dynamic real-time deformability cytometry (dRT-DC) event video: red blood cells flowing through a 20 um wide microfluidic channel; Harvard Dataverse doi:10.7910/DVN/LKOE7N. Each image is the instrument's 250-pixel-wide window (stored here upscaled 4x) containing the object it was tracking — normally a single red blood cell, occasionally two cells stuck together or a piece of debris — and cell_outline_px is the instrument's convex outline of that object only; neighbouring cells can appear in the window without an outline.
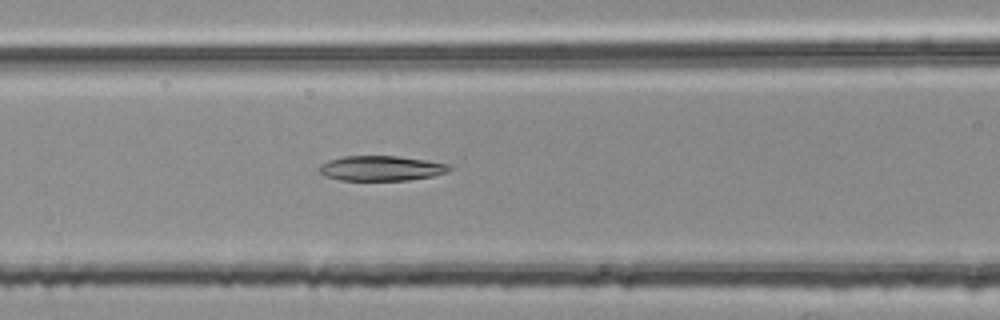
{"species": "common noctule bat (a hibernating species)", "species_latin": "Nyctalus noctula", "temperature_condition": "room temperature", "stored_images_in_passage": 40, "camera_frame_rate_fps": 3000, "um_per_image_px": 0.085, "animal": {"sex": "female", "body_mass_g": 25.1}, "frame": {"image": 1, "passage_image": 12, "time_ms": 3.667, "image_size_px": [1000, 320], "cell_outline_px": [[452, 168], [448, 172], [432, 176], [408, 180], [340, 180], [324, 176], [316, 168], [320, 164], [328, 160], [344, 156], [396, 156], [424, 160], [448, 164]], "centroid_in_image_um": [32.35, 14.3], "position_along_channel_um": 134.3, "area_um2": 18.96}}
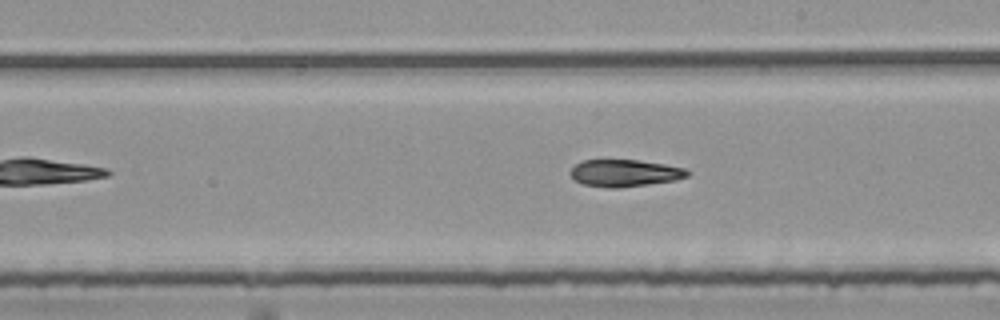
{"frame": {"image": 2, "passage_image": 20, "time_ms": 6.333, "image_size_px": [1000, 320], "cell_outline_px": [[692, 172], [688, 176], [676, 180], [616, 188], [608, 188], [584, 184], [576, 180], [568, 172], [580, 160], [636, 160], [664, 164], [684, 168]], "centroid_in_image_um": [53.1, 14.7], "position_along_channel_um": 235.9, "area_um2": 18.32}}
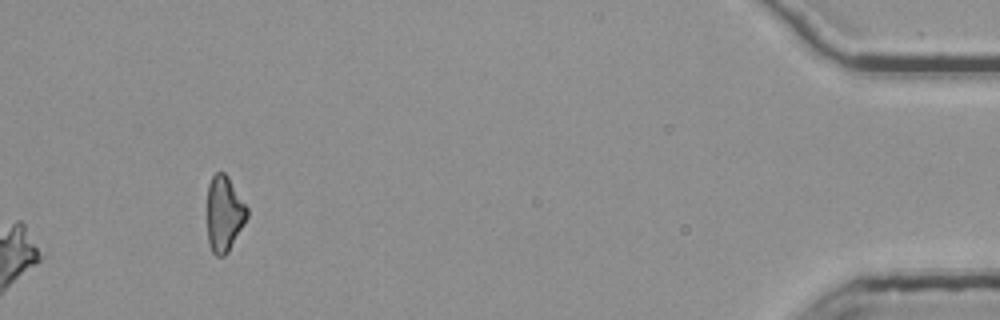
{"frame": {"image": 3, "passage_image": 40, "time_ms": 13.0, "image_size_px": [1000, 320], "cell_outline_px": [[248, 216], [244, 224], [228, 252], [224, 256], [216, 256], [212, 252], [208, 240], [208, 184], [212, 176], [216, 172], [224, 172], [228, 176], [248, 208]], "centroid_in_image_um": [19.06, 18.16], "position_along_channel_um": 416.1, "area_um2": 17.51}, "authors_computed_cell_mechanics": {"area_um2": 19.2474, "velocity_mm_per_s": 3.8196, "shape_relaxation_time_tau1_ms": null, "shape_relaxation_time_tau2_ms": 5.0748, "deformation_change_tau1": null, "deformation_change_tau2": 0.1293}}